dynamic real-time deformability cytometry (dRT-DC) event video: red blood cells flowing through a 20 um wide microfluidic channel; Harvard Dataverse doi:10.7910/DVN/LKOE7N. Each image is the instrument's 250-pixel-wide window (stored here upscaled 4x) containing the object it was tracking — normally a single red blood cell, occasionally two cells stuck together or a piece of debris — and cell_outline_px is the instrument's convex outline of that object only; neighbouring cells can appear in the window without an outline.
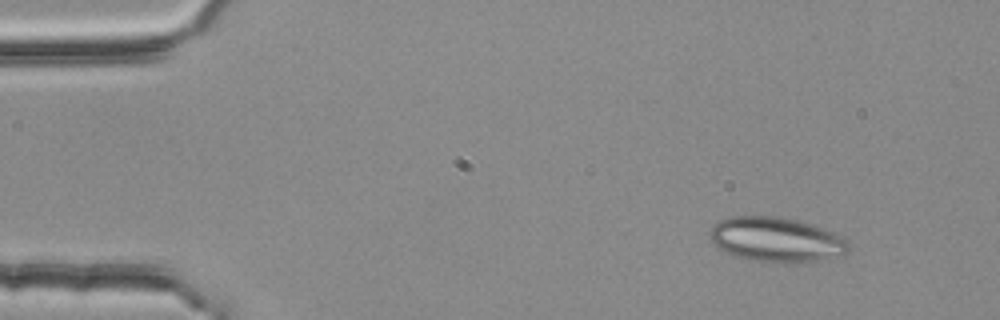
{"species": "common noctule bat (a hibernating species)", "species_latin": "Nyctalus noctula", "temperature_condition": "room temperature", "stored_images_in_passage": 4, "camera_frame_rate_fps": 3000, "um_per_image_px": 0.085, "animal": {"sex": "female", "body_mass_g": 25.1}, "frame": {"image": 1, "passage_image": 1, "time_ms": 0.0, "image_size_px": [1000, 320], "cell_outline_px": [[848, 252], [816, 260], [784, 264], [756, 260], [732, 256], [716, 248], [712, 244], [712, 224], [720, 220], [732, 216], [772, 216], [796, 220], [832, 232], [848, 240]], "centroid_in_image_um": [65.91, 20.37], "position_along_channel_um": 19.1, "area_um2": 35.72}}